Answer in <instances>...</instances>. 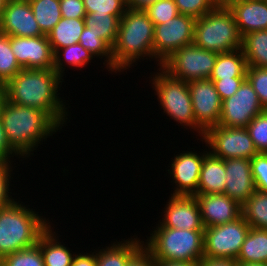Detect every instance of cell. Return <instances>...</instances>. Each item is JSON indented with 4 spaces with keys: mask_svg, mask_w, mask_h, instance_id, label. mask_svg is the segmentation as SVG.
Instances as JSON below:
<instances>
[{
    "mask_svg": "<svg viewBox=\"0 0 267 266\" xmlns=\"http://www.w3.org/2000/svg\"><path fill=\"white\" fill-rule=\"evenodd\" d=\"M241 35L229 8H216L196 19L193 43L216 53L241 48Z\"/></svg>",
    "mask_w": 267,
    "mask_h": 266,
    "instance_id": "cell-7",
    "label": "cell"
},
{
    "mask_svg": "<svg viewBox=\"0 0 267 266\" xmlns=\"http://www.w3.org/2000/svg\"><path fill=\"white\" fill-rule=\"evenodd\" d=\"M52 225L40 236L37 245L40 247L45 266H71L76 255L65 244L60 242L58 232ZM72 252V253H71Z\"/></svg>",
    "mask_w": 267,
    "mask_h": 266,
    "instance_id": "cell-23",
    "label": "cell"
},
{
    "mask_svg": "<svg viewBox=\"0 0 267 266\" xmlns=\"http://www.w3.org/2000/svg\"><path fill=\"white\" fill-rule=\"evenodd\" d=\"M249 229L243 216L233 222L205 228L204 258L236 261Z\"/></svg>",
    "mask_w": 267,
    "mask_h": 266,
    "instance_id": "cell-9",
    "label": "cell"
},
{
    "mask_svg": "<svg viewBox=\"0 0 267 266\" xmlns=\"http://www.w3.org/2000/svg\"><path fill=\"white\" fill-rule=\"evenodd\" d=\"M0 266H6V265L2 262V259H0Z\"/></svg>",
    "mask_w": 267,
    "mask_h": 266,
    "instance_id": "cell-54",
    "label": "cell"
},
{
    "mask_svg": "<svg viewBox=\"0 0 267 266\" xmlns=\"http://www.w3.org/2000/svg\"><path fill=\"white\" fill-rule=\"evenodd\" d=\"M7 101V94H6V88L4 84H0V115L2 112V108Z\"/></svg>",
    "mask_w": 267,
    "mask_h": 266,
    "instance_id": "cell-51",
    "label": "cell"
},
{
    "mask_svg": "<svg viewBox=\"0 0 267 266\" xmlns=\"http://www.w3.org/2000/svg\"><path fill=\"white\" fill-rule=\"evenodd\" d=\"M247 61L241 48L218 53L209 79L246 78Z\"/></svg>",
    "mask_w": 267,
    "mask_h": 266,
    "instance_id": "cell-24",
    "label": "cell"
},
{
    "mask_svg": "<svg viewBox=\"0 0 267 266\" xmlns=\"http://www.w3.org/2000/svg\"><path fill=\"white\" fill-rule=\"evenodd\" d=\"M153 41L154 25L146 11L127 8L120 18L117 39L112 47V72H124L137 65L141 58L142 61L155 59L157 67H161L154 57Z\"/></svg>",
    "mask_w": 267,
    "mask_h": 266,
    "instance_id": "cell-3",
    "label": "cell"
},
{
    "mask_svg": "<svg viewBox=\"0 0 267 266\" xmlns=\"http://www.w3.org/2000/svg\"><path fill=\"white\" fill-rule=\"evenodd\" d=\"M162 220L156 227L205 230L195 196H169Z\"/></svg>",
    "mask_w": 267,
    "mask_h": 266,
    "instance_id": "cell-16",
    "label": "cell"
},
{
    "mask_svg": "<svg viewBox=\"0 0 267 266\" xmlns=\"http://www.w3.org/2000/svg\"><path fill=\"white\" fill-rule=\"evenodd\" d=\"M196 19L178 14L163 24L154 25L153 53L162 64L175 51L194 41Z\"/></svg>",
    "mask_w": 267,
    "mask_h": 266,
    "instance_id": "cell-11",
    "label": "cell"
},
{
    "mask_svg": "<svg viewBox=\"0 0 267 266\" xmlns=\"http://www.w3.org/2000/svg\"><path fill=\"white\" fill-rule=\"evenodd\" d=\"M94 55L85 49L80 43L70 45L61 49H57L54 52L53 70L62 78L66 72L65 67L69 65L74 68H80L81 70L86 65L94 60Z\"/></svg>",
    "mask_w": 267,
    "mask_h": 266,
    "instance_id": "cell-27",
    "label": "cell"
},
{
    "mask_svg": "<svg viewBox=\"0 0 267 266\" xmlns=\"http://www.w3.org/2000/svg\"><path fill=\"white\" fill-rule=\"evenodd\" d=\"M199 266H239V263L230 259H209L204 258Z\"/></svg>",
    "mask_w": 267,
    "mask_h": 266,
    "instance_id": "cell-47",
    "label": "cell"
},
{
    "mask_svg": "<svg viewBox=\"0 0 267 266\" xmlns=\"http://www.w3.org/2000/svg\"><path fill=\"white\" fill-rule=\"evenodd\" d=\"M86 14H110L119 19L127 10L126 0H83Z\"/></svg>",
    "mask_w": 267,
    "mask_h": 266,
    "instance_id": "cell-35",
    "label": "cell"
},
{
    "mask_svg": "<svg viewBox=\"0 0 267 266\" xmlns=\"http://www.w3.org/2000/svg\"><path fill=\"white\" fill-rule=\"evenodd\" d=\"M201 141L212 155L223 160L252 159L258 153L246 127L213 126L204 132Z\"/></svg>",
    "mask_w": 267,
    "mask_h": 266,
    "instance_id": "cell-10",
    "label": "cell"
},
{
    "mask_svg": "<svg viewBox=\"0 0 267 266\" xmlns=\"http://www.w3.org/2000/svg\"><path fill=\"white\" fill-rule=\"evenodd\" d=\"M144 10L153 25L163 24L179 14L174 0H157Z\"/></svg>",
    "mask_w": 267,
    "mask_h": 266,
    "instance_id": "cell-37",
    "label": "cell"
},
{
    "mask_svg": "<svg viewBox=\"0 0 267 266\" xmlns=\"http://www.w3.org/2000/svg\"><path fill=\"white\" fill-rule=\"evenodd\" d=\"M225 180V160L208 152L203 159L197 194L224 193Z\"/></svg>",
    "mask_w": 267,
    "mask_h": 266,
    "instance_id": "cell-21",
    "label": "cell"
},
{
    "mask_svg": "<svg viewBox=\"0 0 267 266\" xmlns=\"http://www.w3.org/2000/svg\"><path fill=\"white\" fill-rule=\"evenodd\" d=\"M2 262L6 266H45L38 245L11 253L5 256Z\"/></svg>",
    "mask_w": 267,
    "mask_h": 266,
    "instance_id": "cell-34",
    "label": "cell"
},
{
    "mask_svg": "<svg viewBox=\"0 0 267 266\" xmlns=\"http://www.w3.org/2000/svg\"><path fill=\"white\" fill-rule=\"evenodd\" d=\"M84 28V18H61L47 34L53 52L57 49L79 43V38Z\"/></svg>",
    "mask_w": 267,
    "mask_h": 266,
    "instance_id": "cell-25",
    "label": "cell"
},
{
    "mask_svg": "<svg viewBox=\"0 0 267 266\" xmlns=\"http://www.w3.org/2000/svg\"><path fill=\"white\" fill-rule=\"evenodd\" d=\"M241 37L267 29V1L240 0L229 7Z\"/></svg>",
    "mask_w": 267,
    "mask_h": 266,
    "instance_id": "cell-20",
    "label": "cell"
},
{
    "mask_svg": "<svg viewBox=\"0 0 267 266\" xmlns=\"http://www.w3.org/2000/svg\"><path fill=\"white\" fill-rule=\"evenodd\" d=\"M138 236L116 240L111 245L96 251L97 266H126L128 261L144 246Z\"/></svg>",
    "mask_w": 267,
    "mask_h": 266,
    "instance_id": "cell-22",
    "label": "cell"
},
{
    "mask_svg": "<svg viewBox=\"0 0 267 266\" xmlns=\"http://www.w3.org/2000/svg\"><path fill=\"white\" fill-rule=\"evenodd\" d=\"M246 78L251 83L264 110H267V68L248 66Z\"/></svg>",
    "mask_w": 267,
    "mask_h": 266,
    "instance_id": "cell-38",
    "label": "cell"
},
{
    "mask_svg": "<svg viewBox=\"0 0 267 266\" xmlns=\"http://www.w3.org/2000/svg\"><path fill=\"white\" fill-rule=\"evenodd\" d=\"M82 253V254H81ZM77 253L71 263V266H97L96 250L89 253Z\"/></svg>",
    "mask_w": 267,
    "mask_h": 266,
    "instance_id": "cell-46",
    "label": "cell"
},
{
    "mask_svg": "<svg viewBox=\"0 0 267 266\" xmlns=\"http://www.w3.org/2000/svg\"><path fill=\"white\" fill-rule=\"evenodd\" d=\"M119 22L117 16L110 14L89 13L84 17L85 27L103 39L111 48L117 39Z\"/></svg>",
    "mask_w": 267,
    "mask_h": 266,
    "instance_id": "cell-29",
    "label": "cell"
},
{
    "mask_svg": "<svg viewBox=\"0 0 267 266\" xmlns=\"http://www.w3.org/2000/svg\"><path fill=\"white\" fill-rule=\"evenodd\" d=\"M157 71L151 74L150 83L163 112L174 122L187 127L186 130L188 127L193 129L202 138L204 131L195 123L188 82L171 77L161 67Z\"/></svg>",
    "mask_w": 267,
    "mask_h": 266,
    "instance_id": "cell-6",
    "label": "cell"
},
{
    "mask_svg": "<svg viewBox=\"0 0 267 266\" xmlns=\"http://www.w3.org/2000/svg\"><path fill=\"white\" fill-rule=\"evenodd\" d=\"M12 162L0 160V208L10 206L15 202V198L11 196L10 181L13 179L11 172H13ZM11 178V180H10Z\"/></svg>",
    "mask_w": 267,
    "mask_h": 266,
    "instance_id": "cell-40",
    "label": "cell"
},
{
    "mask_svg": "<svg viewBox=\"0 0 267 266\" xmlns=\"http://www.w3.org/2000/svg\"><path fill=\"white\" fill-rule=\"evenodd\" d=\"M41 31L47 35L61 20L60 0H28Z\"/></svg>",
    "mask_w": 267,
    "mask_h": 266,
    "instance_id": "cell-30",
    "label": "cell"
},
{
    "mask_svg": "<svg viewBox=\"0 0 267 266\" xmlns=\"http://www.w3.org/2000/svg\"><path fill=\"white\" fill-rule=\"evenodd\" d=\"M236 261L267 263V229L250 227Z\"/></svg>",
    "mask_w": 267,
    "mask_h": 266,
    "instance_id": "cell-26",
    "label": "cell"
},
{
    "mask_svg": "<svg viewBox=\"0 0 267 266\" xmlns=\"http://www.w3.org/2000/svg\"><path fill=\"white\" fill-rule=\"evenodd\" d=\"M7 1L8 0H0V17L2 15V13H3V10L5 9V6L7 4Z\"/></svg>",
    "mask_w": 267,
    "mask_h": 266,
    "instance_id": "cell-53",
    "label": "cell"
},
{
    "mask_svg": "<svg viewBox=\"0 0 267 266\" xmlns=\"http://www.w3.org/2000/svg\"><path fill=\"white\" fill-rule=\"evenodd\" d=\"M12 155V156H11ZM22 158L10 145L4 127L0 121V160L7 162H14L11 158Z\"/></svg>",
    "mask_w": 267,
    "mask_h": 266,
    "instance_id": "cell-44",
    "label": "cell"
},
{
    "mask_svg": "<svg viewBox=\"0 0 267 266\" xmlns=\"http://www.w3.org/2000/svg\"><path fill=\"white\" fill-rule=\"evenodd\" d=\"M0 33L16 37L45 35L34 18L28 0H8L0 17Z\"/></svg>",
    "mask_w": 267,
    "mask_h": 266,
    "instance_id": "cell-17",
    "label": "cell"
},
{
    "mask_svg": "<svg viewBox=\"0 0 267 266\" xmlns=\"http://www.w3.org/2000/svg\"><path fill=\"white\" fill-rule=\"evenodd\" d=\"M179 14L188 15L195 19L216 9L212 0H174Z\"/></svg>",
    "mask_w": 267,
    "mask_h": 266,
    "instance_id": "cell-39",
    "label": "cell"
},
{
    "mask_svg": "<svg viewBox=\"0 0 267 266\" xmlns=\"http://www.w3.org/2000/svg\"><path fill=\"white\" fill-rule=\"evenodd\" d=\"M246 78L210 79L213 81L221 100L233 96Z\"/></svg>",
    "mask_w": 267,
    "mask_h": 266,
    "instance_id": "cell-42",
    "label": "cell"
},
{
    "mask_svg": "<svg viewBox=\"0 0 267 266\" xmlns=\"http://www.w3.org/2000/svg\"><path fill=\"white\" fill-rule=\"evenodd\" d=\"M11 147L23 160L34 155L41 142L62 129L47 113L6 101L0 115ZM25 158V159H24Z\"/></svg>",
    "mask_w": 267,
    "mask_h": 266,
    "instance_id": "cell-2",
    "label": "cell"
},
{
    "mask_svg": "<svg viewBox=\"0 0 267 266\" xmlns=\"http://www.w3.org/2000/svg\"><path fill=\"white\" fill-rule=\"evenodd\" d=\"M195 198L205 228L233 222L242 216V206L224 193L197 194Z\"/></svg>",
    "mask_w": 267,
    "mask_h": 266,
    "instance_id": "cell-18",
    "label": "cell"
},
{
    "mask_svg": "<svg viewBox=\"0 0 267 266\" xmlns=\"http://www.w3.org/2000/svg\"><path fill=\"white\" fill-rule=\"evenodd\" d=\"M145 241L155 261L199 264L204 259V230L154 227Z\"/></svg>",
    "mask_w": 267,
    "mask_h": 266,
    "instance_id": "cell-5",
    "label": "cell"
},
{
    "mask_svg": "<svg viewBox=\"0 0 267 266\" xmlns=\"http://www.w3.org/2000/svg\"><path fill=\"white\" fill-rule=\"evenodd\" d=\"M225 173L224 194L242 206L256 190L250 159H225Z\"/></svg>",
    "mask_w": 267,
    "mask_h": 266,
    "instance_id": "cell-19",
    "label": "cell"
},
{
    "mask_svg": "<svg viewBox=\"0 0 267 266\" xmlns=\"http://www.w3.org/2000/svg\"><path fill=\"white\" fill-rule=\"evenodd\" d=\"M246 129L258 153H267V110L255 116Z\"/></svg>",
    "mask_w": 267,
    "mask_h": 266,
    "instance_id": "cell-36",
    "label": "cell"
},
{
    "mask_svg": "<svg viewBox=\"0 0 267 266\" xmlns=\"http://www.w3.org/2000/svg\"><path fill=\"white\" fill-rule=\"evenodd\" d=\"M263 111L258 95L246 78L233 96L222 101L219 125L230 128L247 127Z\"/></svg>",
    "mask_w": 267,
    "mask_h": 266,
    "instance_id": "cell-12",
    "label": "cell"
},
{
    "mask_svg": "<svg viewBox=\"0 0 267 266\" xmlns=\"http://www.w3.org/2000/svg\"><path fill=\"white\" fill-rule=\"evenodd\" d=\"M17 200L0 208V259L37 245L40 236L51 226L46 219Z\"/></svg>",
    "mask_w": 267,
    "mask_h": 266,
    "instance_id": "cell-4",
    "label": "cell"
},
{
    "mask_svg": "<svg viewBox=\"0 0 267 266\" xmlns=\"http://www.w3.org/2000/svg\"><path fill=\"white\" fill-rule=\"evenodd\" d=\"M239 266H267V263H239Z\"/></svg>",
    "mask_w": 267,
    "mask_h": 266,
    "instance_id": "cell-52",
    "label": "cell"
},
{
    "mask_svg": "<svg viewBox=\"0 0 267 266\" xmlns=\"http://www.w3.org/2000/svg\"><path fill=\"white\" fill-rule=\"evenodd\" d=\"M21 70L10 45V36L0 33V84L6 85Z\"/></svg>",
    "mask_w": 267,
    "mask_h": 266,
    "instance_id": "cell-32",
    "label": "cell"
},
{
    "mask_svg": "<svg viewBox=\"0 0 267 266\" xmlns=\"http://www.w3.org/2000/svg\"><path fill=\"white\" fill-rule=\"evenodd\" d=\"M241 50L245 55L247 66L267 68V29L243 35Z\"/></svg>",
    "mask_w": 267,
    "mask_h": 266,
    "instance_id": "cell-28",
    "label": "cell"
},
{
    "mask_svg": "<svg viewBox=\"0 0 267 266\" xmlns=\"http://www.w3.org/2000/svg\"><path fill=\"white\" fill-rule=\"evenodd\" d=\"M194 151V152H193ZM184 151L183 153L176 154L174 159L172 157V163L168 173L172 178L171 183L175 186L173 188V196H195L197 195L198 182L200 171L203 164L204 156L209 151L203 153L199 151ZM200 154V155H199Z\"/></svg>",
    "mask_w": 267,
    "mask_h": 266,
    "instance_id": "cell-14",
    "label": "cell"
},
{
    "mask_svg": "<svg viewBox=\"0 0 267 266\" xmlns=\"http://www.w3.org/2000/svg\"><path fill=\"white\" fill-rule=\"evenodd\" d=\"M10 45L22 69L53 68L54 52L47 35L39 37L10 36Z\"/></svg>",
    "mask_w": 267,
    "mask_h": 266,
    "instance_id": "cell-15",
    "label": "cell"
},
{
    "mask_svg": "<svg viewBox=\"0 0 267 266\" xmlns=\"http://www.w3.org/2000/svg\"><path fill=\"white\" fill-rule=\"evenodd\" d=\"M157 0H126L127 8L144 10Z\"/></svg>",
    "mask_w": 267,
    "mask_h": 266,
    "instance_id": "cell-48",
    "label": "cell"
},
{
    "mask_svg": "<svg viewBox=\"0 0 267 266\" xmlns=\"http://www.w3.org/2000/svg\"><path fill=\"white\" fill-rule=\"evenodd\" d=\"M152 254L143 246L127 263L126 266H155Z\"/></svg>",
    "mask_w": 267,
    "mask_h": 266,
    "instance_id": "cell-45",
    "label": "cell"
},
{
    "mask_svg": "<svg viewBox=\"0 0 267 266\" xmlns=\"http://www.w3.org/2000/svg\"><path fill=\"white\" fill-rule=\"evenodd\" d=\"M251 161L256 190L267 194V153H257Z\"/></svg>",
    "mask_w": 267,
    "mask_h": 266,
    "instance_id": "cell-41",
    "label": "cell"
},
{
    "mask_svg": "<svg viewBox=\"0 0 267 266\" xmlns=\"http://www.w3.org/2000/svg\"><path fill=\"white\" fill-rule=\"evenodd\" d=\"M155 266H199V264L198 263H190V262H173V261L159 262V261H156Z\"/></svg>",
    "mask_w": 267,
    "mask_h": 266,
    "instance_id": "cell-49",
    "label": "cell"
},
{
    "mask_svg": "<svg viewBox=\"0 0 267 266\" xmlns=\"http://www.w3.org/2000/svg\"><path fill=\"white\" fill-rule=\"evenodd\" d=\"M195 123L205 132L219 125L222 100L210 79L188 82Z\"/></svg>",
    "mask_w": 267,
    "mask_h": 266,
    "instance_id": "cell-13",
    "label": "cell"
},
{
    "mask_svg": "<svg viewBox=\"0 0 267 266\" xmlns=\"http://www.w3.org/2000/svg\"><path fill=\"white\" fill-rule=\"evenodd\" d=\"M217 55L192 43L175 51L162 63L161 68L177 80H205L210 78Z\"/></svg>",
    "mask_w": 267,
    "mask_h": 266,
    "instance_id": "cell-8",
    "label": "cell"
},
{
    "mask_svg": "<svg viewBox=\"0 0 267 266\" xmlns=\"http://www.w3.org/2000/svg\"><path fill=\"white\" fill-rule=\"evenodd\" d=\"M63 80L52 68L22 69L5 85L7 101L42 110L62 128L69 115L58 96Z\"/></svg>",
    "mask_w": 267,
    "mask_h": 266,
    "instance_id": "cell-1",
    "label": "cell"
},
{
    "mask_svg": "<svg viewBox=\"0 0 267 266\" xmlns=\"http://www.w3.org/2000/svg\"><path fill=\"white\" fill-rule=\"evenodd\" d=\"M79 43L88 51H90L95 58H104V66H106L109 73L112 74V48L98 35L90 32V29L85 27L79 38ZM106 63V64H105Z\"/></svg>",
    "mask_w": 267,
    "mask_h": 266,
    "instance_id": "cell-33",
    "label": "cell"
},
{
    "mask_svg": "<svg viewBox=\"0 0 267 266\" xmlns=\"http://www.w3.org/2000/svg\"><path fill=\"white\" fill-rule=\"evenodd\" d=\"M216 8H229L232 4L240 0H212Z\"/></svg>",
    "mask_w": 267,
    "mask_h": 266,
    "instance_id": "cell-50",
    "label": "cell"
},
{
    "mask_svg": "<svg viewBox=\"0 0 267 266\" xmlns=\"http://www.w3.org/2000/svg\"><path fill=\"white\" fill-rule=\"evenodd\" d=\"M242 216L250 227L267 229V194L255 190L242 205Z\"/></svg>",
    "mask_w": 267,
    "mask_h": 266,
    "instance_id": "cell-31",
    "label": "cell"
},
{
    "mask_svg": "<svg viewBox=\"0 0 267 266\" xmlns=\"http://www.w3.org/2000/svg\"><path fill=\"white\" fill-rule=\"evenodd\" d=\"M62 18H84L86 11L83 0H60Z\"/></svg>",
    "mask_w": 267,
    "mask_h": 266,
    "instance_id": "cell-43",
    "label": "cell"
}]
</instances>
